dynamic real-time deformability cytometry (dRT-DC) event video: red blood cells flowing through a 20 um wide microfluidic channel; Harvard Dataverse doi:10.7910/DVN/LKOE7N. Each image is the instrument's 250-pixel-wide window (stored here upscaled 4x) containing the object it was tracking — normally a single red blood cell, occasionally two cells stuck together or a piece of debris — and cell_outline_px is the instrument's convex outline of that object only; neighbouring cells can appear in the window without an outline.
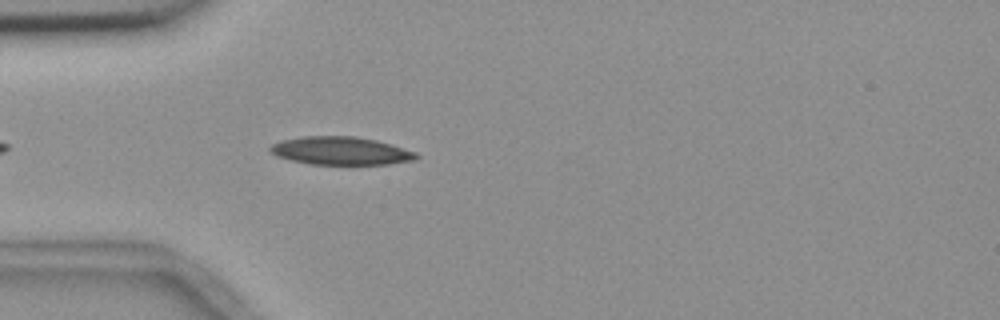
{"species": "common noctule bat (a hibernating species)", "species_latin": "Nyctalus noctula", "temperature_condition": "room temperature", "stored_images_in_passage": 5, "camera_frame_rate_fps": 3000, "um_per_image_px": 0.085, "animal": {"sex": "female", "body_mass_g": 18.4}, "frame": {"image": 1, "passage_image": 5, "time_ms": 4.667, "image_size_px": [1000, 320], "cell_outline_px": [[420, 156], [416, 160], [388, 164], [308, 164], [276, 156], [268, 148], [272, 144], [280, 140], [304, 136], [356, 136], [376, 140], [416, 152]], "centroid_in_image_um": [28.96, 12.82], "position_along_channel_um": 56.0, "area_um2": 23.87}}